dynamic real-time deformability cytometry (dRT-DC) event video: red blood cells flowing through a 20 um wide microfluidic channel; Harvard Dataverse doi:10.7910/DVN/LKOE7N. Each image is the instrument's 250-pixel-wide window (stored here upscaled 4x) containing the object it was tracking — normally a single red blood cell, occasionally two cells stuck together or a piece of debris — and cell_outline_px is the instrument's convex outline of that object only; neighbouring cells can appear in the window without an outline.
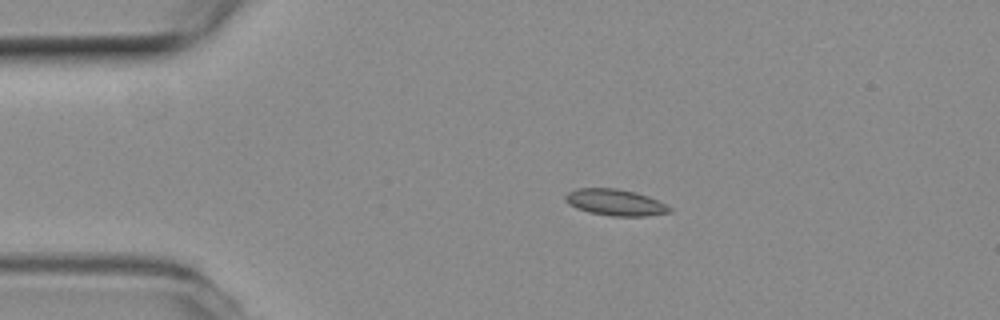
{"species": "common noctule bat (a hibernating species)", "species_latin": "Nyctalus noctula", "temperature_condition": "room temperature", "stored_images_in_passage": 44, "camera_frame_rate_fps": 3000, "um_per_image_px": 0.085, "animal": {"sex": "female", "body_mass_g": 19.3, "forearm_length_mm": 54.1}, "frame": {"image": 1, "passage_image": 1, "time_ms": 0.0, "image_size_px": [1000, 320], "cell_outline_px": [[672, 212], [644, 216], [612, 216], [588, 212], [576, 208], [568, 204], [564, 200], [564, 196], [568, 192], [576, 188], [616, 188], [636, 192], [648, 196], [672, 208]], "centroid_in_image_um": [52.26, 17.2], "position_along_channel_um": 32.7, "area_um2": 16.07}}
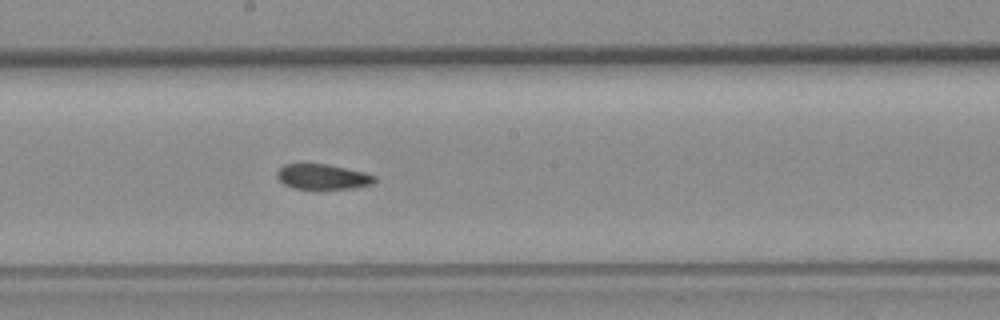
{"frame": {"image": 2, "passage_image": 19, "time_ms": 6.0, "image_size_px": [1000, 320], "cell_outline_px": [[376, 180], [372, 184], [352, 188], [292, 188], [284, 184], [276, 176], [276, 172], [284, 164], [324, 164], [364, 172], [376, 176]], "centroid_in_image_um": [27.41, 15.02], "position_along_channel_um": 220.8, "area_um2": 14.05}}
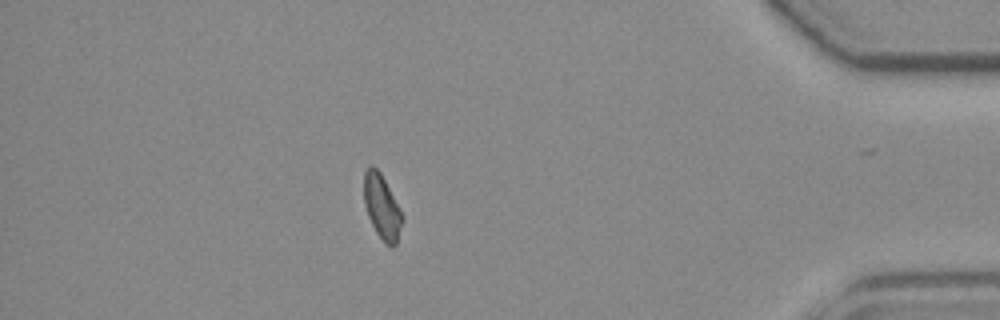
{"frame": {"image": 3, "passage_image": 37, "time_ms": 12.0, "image_size_px": [1000, 320], "cell_outline_px": [[404, 220], [396, 244], [392, 248], [384, 244], [376, 232], [368, 216], [364, 204], [364, 172], [372, 164], [380, 172]], "centroid_in_image_um": [32.45, 17.64], "position_along_channel_um": 402.8, "area_um2": 14.1}, "authors_computed_cell_mechanics": {"area_um2": 14.9413, "velocity_mm_per_s": 3.8404, "shape_relaxation_time_tau1_ms": null, "shape_relaxation_time_tau2_ms": 6.0821, "deformation_change_tau1": null, "deformation_change_tau2": 0.0808}}